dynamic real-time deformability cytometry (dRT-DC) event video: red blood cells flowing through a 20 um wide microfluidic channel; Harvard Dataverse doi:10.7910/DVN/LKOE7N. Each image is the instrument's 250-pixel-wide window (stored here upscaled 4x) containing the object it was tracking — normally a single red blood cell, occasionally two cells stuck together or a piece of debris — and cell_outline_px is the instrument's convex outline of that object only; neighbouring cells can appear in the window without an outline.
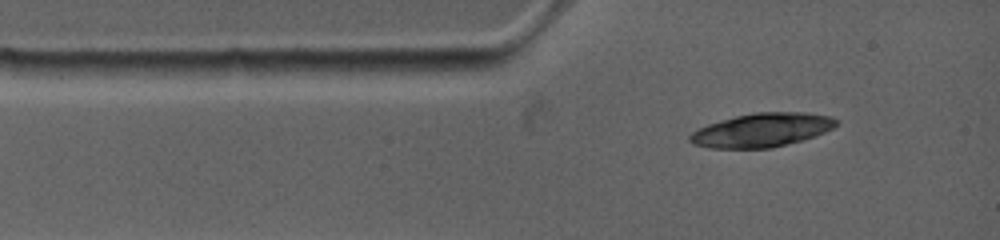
{"species": "common noctule bat (a hibernating species)", "species_latin": "Nyctalus noctula", "temperature_condition": "warm", "stored_images_in_passage": 3, "camera_frame_rate_fps": 4500, "um_per_image_px": 0.085, "animal": {"sex": "female", "body_mass_g": 19.0, "forearm_length_mm": 53.3}, "frame": {"image": 1, "passage_image": 1, "time_ms": 0.0, "image_size_px": [1000, 240], "cell_outline_px": [[836, 124], [832, 128], [812, 136], [800, 140], [768, 148], [716, 148], [696, 144], [688, 136], [692, 132], [700, 128], [736, 116], [756, 112], [784, 112], [824, 116], [836, 120]], "centroid_in_image_um": [64.71, 11.06], "position_along_channel_um": 20.3, "area_um2": 27.34}}